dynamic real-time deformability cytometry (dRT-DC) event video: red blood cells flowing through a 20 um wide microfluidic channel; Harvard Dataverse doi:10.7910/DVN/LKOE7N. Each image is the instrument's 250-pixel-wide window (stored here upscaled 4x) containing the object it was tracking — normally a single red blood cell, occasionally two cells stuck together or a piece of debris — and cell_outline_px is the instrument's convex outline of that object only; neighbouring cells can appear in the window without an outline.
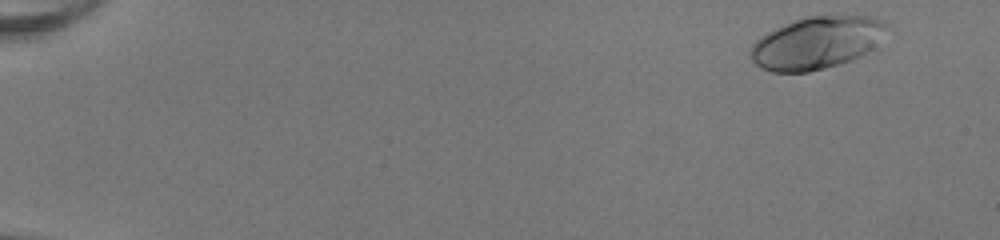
{"species": "human", "species_latin": "Homo sapiens", "temperature_condition": "room temperature", "stored_images_in_passage": 50, "camera_frame_rate_fps": 3000, "um_per_image_px": 0.085, "donor": {"sex": "female"}, "frame": {"image": 1, "passage_image": 2, "time_ms": 0.333, "image_size_px": [1000, 240], "cell_outline_px": [[888, 28], [876, 52], [840, 64], [808, 72], [772, 72], [760, 68], [752, 60], [752, 44], [760, 36], [784, 24], [804, 16], [868, 16], [880, 20], [888, 24]], "centroid_in_image_um": [69.51, 3.65], "position_along_channel_um": 15.5, "area_um2": 42.14}}
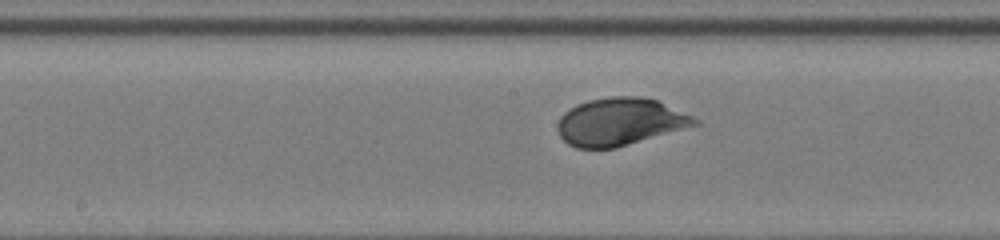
{"frame": {"image": 2, "passage_image": 27, "time_ms": 8.667, "image_size_px": [1000, 240], "cell_outline_px": [[700, 124], [616, 148], [576, 148], [568, 144], [560, 136], [556, 128], [556, 124], [560, 116], [564, 112], [576, 104], [588, 100], [612, 96], [640, 96], [656, 100], [692, 116], [700, 120]], "centroid_in_image_um": [52.66, 10.35], "position_along_channel_um": 195.5, "area_um2": 38.03}}
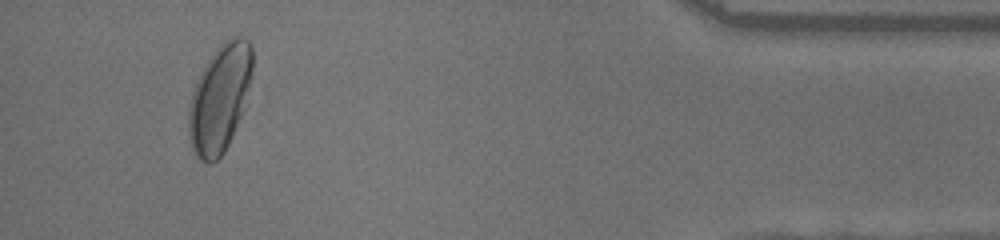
{"frame": {"image": 3, "passage_image": 47, "time_ms": 15.333, "image_size_px": [1000, 240], "cell_outline_px": [[252, 72], [244, 108], [232, 136], [224, 152], [212, 164], [208, 164], [200, 160], [192, 148], [188, 132], [188, 108], [192, 88], [204, 64], [216, 48], [224, 40], [232, 36], [240, 36], [248, 40], [252, 44]], "centroid_in_image_um": [18.66, 8.33], "position_along_channel_um": 416.5, "area_um2": 40.34}, "authors_computed_cell_mechanics": {"area_um2": 37.9457, "velocity_mm_per_s": 4.0675, "shape_relaxation_time_tau1_ms": 4.2135, "shape_relaxation_time_tau2_ms": null, "deformation_change_tau1": 0.2051, "deformation_change_tau2": null}}